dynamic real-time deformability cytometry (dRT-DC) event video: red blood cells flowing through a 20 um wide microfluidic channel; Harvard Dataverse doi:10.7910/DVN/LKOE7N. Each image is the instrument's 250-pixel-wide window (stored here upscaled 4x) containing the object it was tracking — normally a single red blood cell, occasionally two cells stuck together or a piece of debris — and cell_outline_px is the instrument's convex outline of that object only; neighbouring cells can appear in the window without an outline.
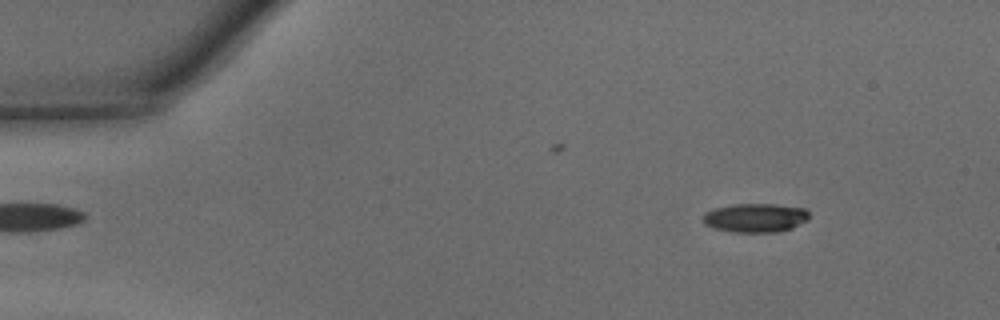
{"species": "common noctule bat (a hibernating species)", "species_latin": "Nyctalus noctula", "temperature_condition": "warm", "stored_images_in_passage": 45, "camera_frame_rate_fps": 3000, "um_per_image_px": 0.085, "animal": {"sex": "male", "body_mass_g": 15.6}, "frame": {"image": 1, "passage_image": 5, "time_ms": 1.333, "image_size_px": [1000, 320], "cell_outline_px": [[808, 220], [792, 228], [776, 232], [736, 232], [712, 228], [704, 224], [700, 216], [704, 212], [716, 208], [736, 204], [776, 204], [808, 208]], "centroid_in_image_um": [64.19, 18.51], "position_along_channel_um": 20.8, "area_um2": 18.09}}
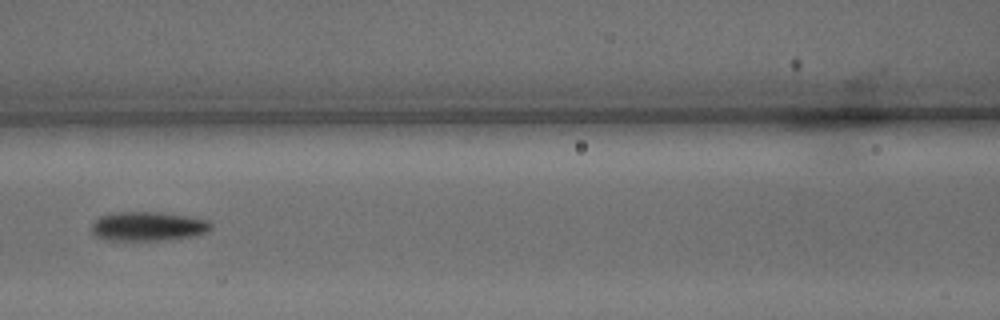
{"frame": {"image": 2, "passage_image": 20, "time_ms": 6.333, "image_size_px": [1000, 320], "cell_outline_px": [[212, 228], [208, 232], [196, 236], [168, 240], [104, 240], [96, 236], [92, 232], [92, 224], [100, 216], [112, 212], [156, 212], [184, 216], [208, 220], [212, 224]], "centroid_in_image_um": [12.59, 19.25], "position_along_channel_um": 154.0, "area_um2": 20.4}}
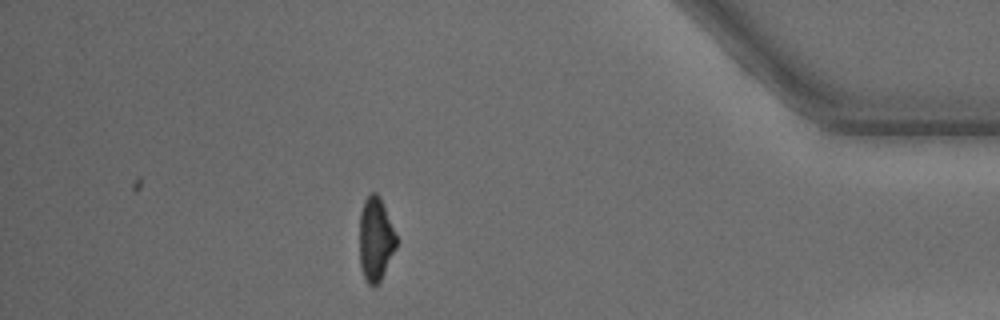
{"frame": {"image": 3, "passage_image": 40, "time_ms": 13.0, "image_size_px": [1000, 320], "cell_outline_px": [[400, 240], [380, 280], [372, 288], [368, 284], [364, 276], [360, 264], [360, 212], [364, 200], [372, 192], [376, 192], [380, 196]], "centroid_in_image_um": [31.96, 20.3], "position_along_channel_um": 403.2, "area_um2": 18.21}, "authors_computed_cell_mechanics": {"area_um2": 18.8428, "velocity_mm_per_s": 4.371, "shape_relaxation_time_tau1_ms": 2.6769, "shape_relaxation_time_tau2_ms": 3.8821, "deformation_change_tau1": 0.143, "deformation_change_tau2": 0.124}}